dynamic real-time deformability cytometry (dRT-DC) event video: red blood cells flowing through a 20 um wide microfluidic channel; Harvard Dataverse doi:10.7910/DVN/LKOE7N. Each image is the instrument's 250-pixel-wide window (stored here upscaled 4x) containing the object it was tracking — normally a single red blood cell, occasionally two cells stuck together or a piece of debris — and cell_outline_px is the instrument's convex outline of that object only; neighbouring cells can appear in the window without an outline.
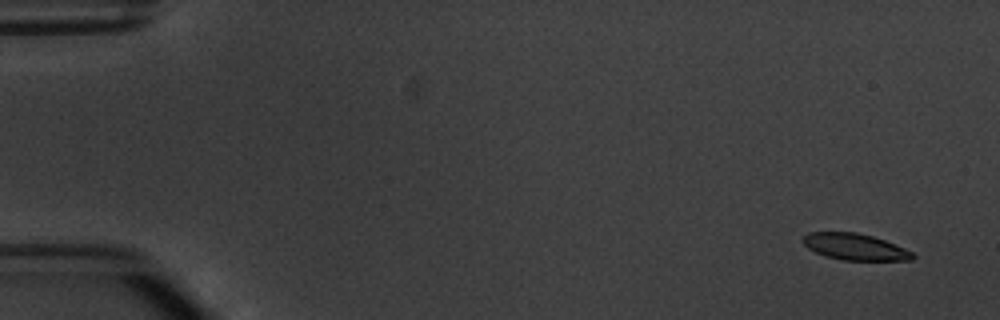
{"species": "common noctule bat (a hibernating species)", "species_latin": "Nyctalus noctula", "temperature_condition": "warm", "stored_images_in_passage": 4, "camera_frame_rate_fps": 3000, "um_per_image_px": 0.085, "animal": {"sex": "male", "body_mass_g": 20.1, "forearm_length_mm": 53.5}, "frame": {"image": 1, "passage_image": 1, "time_ms": 0.0, "image_size_px": [1000, 320], "cell_outline_px": [[916, 256], [912, 260], [844, 260], [824, 256], [808, 248], [800, 240], [808, 232], [856, 232], [872, 236], [884, 240], [904, 248], [912, 252]], "centroid_in_image_um": [72.64, 20.98], "position_along_channel_um": 12.4, "area_um2": 16.88}}
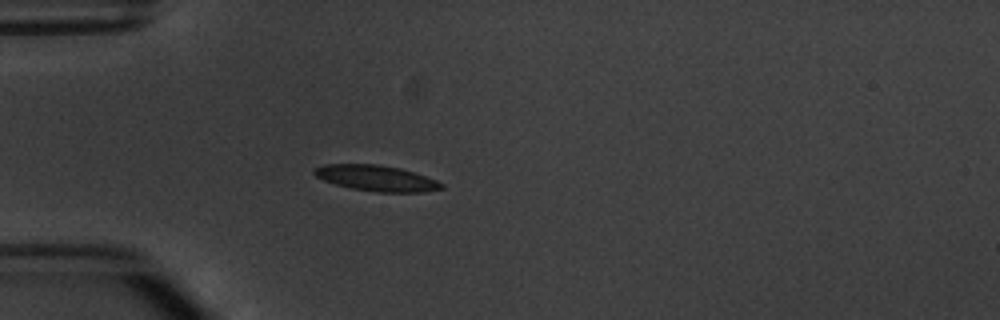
{"frame": {"image": 2, "passage_image": 4, "time_ms": 4.333, "image_size_px": [1000, 320], "cell_outline_px": [[444, 188], [424, 192], [376, 192], [352, 188], [336, 184], [324, 180], [316, 176], [312, 172], [312, 168], [324, 164], [376, 164], [400, 168], [436, 180], [444, 184]], "centroid_in_image_um": [31.97, 15.14], "position_along_channel_um": 53.0, "area_um2": 19.02}}